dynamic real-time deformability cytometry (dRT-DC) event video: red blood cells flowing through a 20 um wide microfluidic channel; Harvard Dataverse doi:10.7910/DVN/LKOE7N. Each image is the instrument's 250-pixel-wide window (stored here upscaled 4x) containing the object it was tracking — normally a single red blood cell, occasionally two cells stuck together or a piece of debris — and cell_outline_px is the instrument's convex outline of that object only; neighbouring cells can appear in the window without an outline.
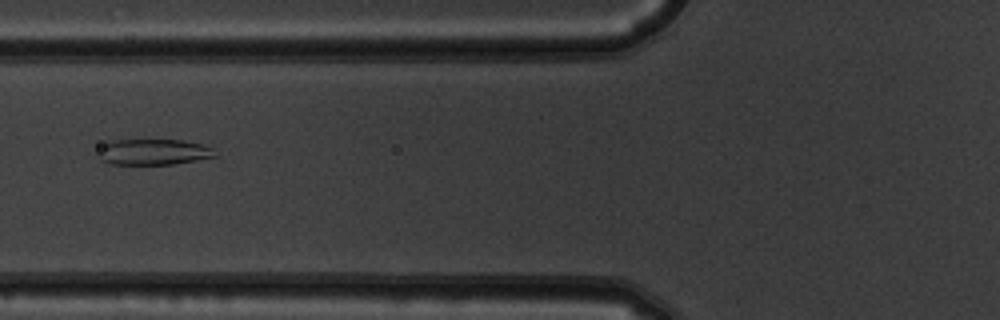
{"species": "common noctule bat (a hibernating species)", "species_latin": "Nyctalus noctula", "temperature_condition": "warm", "stored_images_in_passage": 8, "camera_frame_rate_fps": 3000, "um_per_image_px": 0.085, "animal": {"sex": "male", "body_mass_g": 19.5, "forearm_length_mm": 54.6}, "frame": {"image": 1, "passage_image": 7, "time_ms": 2.0, "image_size_px": [1000, 320], "cell_outline_px": [[220, 156], [172, 164], [112, 164], [100, 160], [100, 144], [108, 140], [184, 140], [204, 144], [212, 148]], "centroid_in_image_um": [13.07, 12.9], "position_along_channel_um": 112.7, "area_um2": 17.8}}